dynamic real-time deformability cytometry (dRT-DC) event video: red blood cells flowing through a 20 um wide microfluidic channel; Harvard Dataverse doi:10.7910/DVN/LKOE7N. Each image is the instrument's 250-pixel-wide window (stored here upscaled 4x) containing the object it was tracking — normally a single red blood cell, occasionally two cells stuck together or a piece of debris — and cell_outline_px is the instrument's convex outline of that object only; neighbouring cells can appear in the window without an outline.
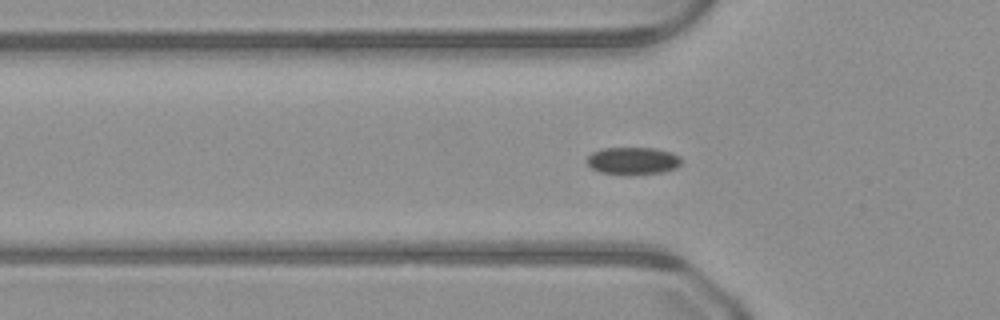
{"species": "common noctule bat (a hibernating species)", "species_latin": "Nyctalus noctula", "temperature_condition": "warm", "stored_images_in_passage": 40, "segment_of_instrument_passage": [1, 2], "camera_frame_rate_fps": 3000, "um_per_image_px": 0.085, "animal": {"sex": "male", "body_mass_g": 23.1, "forearm_length_mm": 52.7}, "frame": {"image": 1, "passage_image": 4, "time_ms": 1.0, "image_size_px": [1000, 320], "cell_outline_px": [[680, 164], [676, 168], [660, 172], [600, 172], [592, 168], [588, 164], [588, 156], [592, 152], [604, 148], [656, 148], [672, 152], [680, 156]], "centroid_in_image_um": [53.82, 13.61], "position_along_channel_um": 72.0, "area_um2": 14.33}}
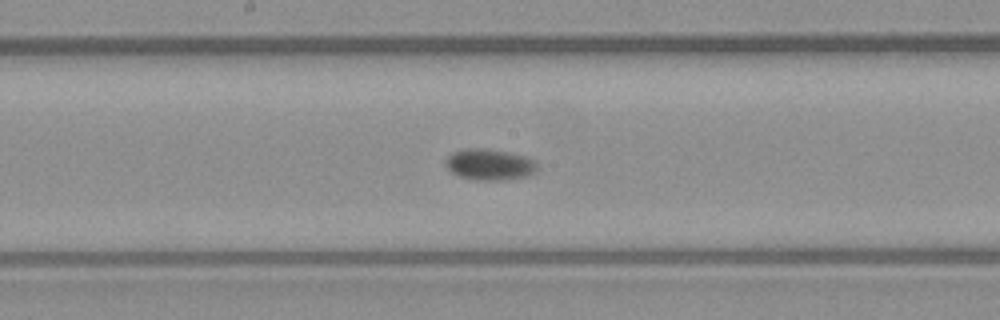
{"frame": {"image": 2, "passage_image": 14, "time_ms": 4.333, "image_size_px": [1000, 320], "cell_outline_px": [[536, 172], [532, 176], [508, 180], [476, 180], [460, 176], [452, 172], [444, 164], [444, 160], [452, 152], [468, 148], [484, 148], [508, 152], [528, 156], [536, 160]], "centroid_in_image_um": [41.66, 13.99], "position_along_channel_um": 206.5, "area_um2": 16.99}}
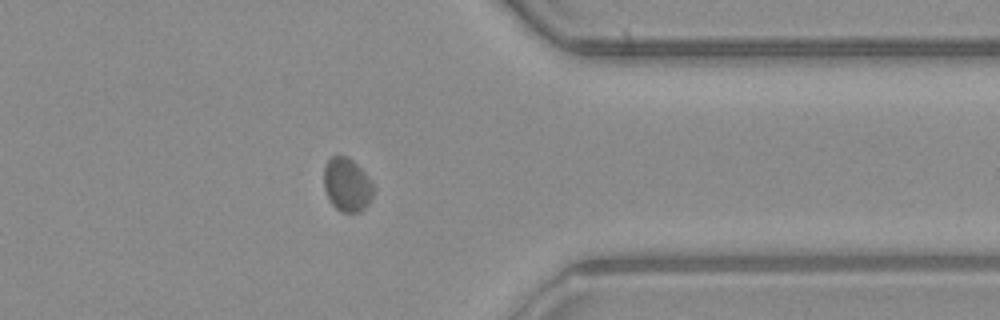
{"frame": {"image": 3, "passage_image": 28, "time_ms": 9.0, "image_size_px": [1000, 320], "cell_outline_px": [[372, 196], [368, 204], [360, 212], [340, 212], [332, 204], [324, 188], [324, 164], [332, 156], [348, 156], [368, 176], [372, 184]], "centroid_in_image_um": [29.47, 15.7], "position_along_channel_um": 381.9, "area_um2": 15.32}}